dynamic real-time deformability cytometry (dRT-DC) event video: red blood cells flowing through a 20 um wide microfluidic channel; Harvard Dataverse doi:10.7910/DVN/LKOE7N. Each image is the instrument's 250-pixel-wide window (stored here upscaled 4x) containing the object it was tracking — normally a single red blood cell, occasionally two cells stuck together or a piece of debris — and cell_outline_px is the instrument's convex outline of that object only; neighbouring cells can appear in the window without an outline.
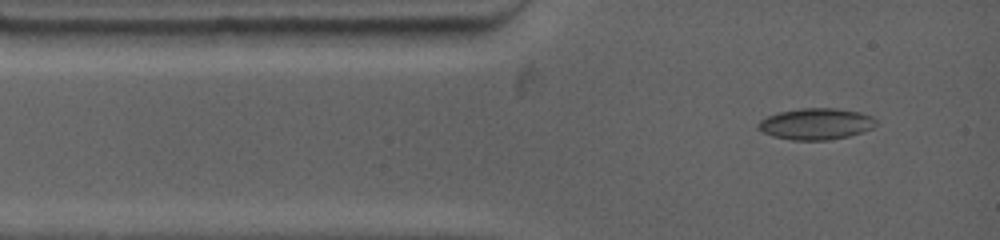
{"species": "common noctule bat (a hibernating species)", "species_latin": "Nyctalus noctula", "temperature_condition": "warm", "stored_images_in_passage": 7, "camera_frame_rate_fps": 4500, "um_per_image_px": 0.085, "animal": {"sex": "female", "body_mass_g": 19.0, "forearm_length_mm": 53.3}, "frame": {"image": 1, "passage_image": 1, "time_ms": 0.0, "image_size_px": [1000, 240], "cell_outline_px": [[876, 124], [872, 128], [848, 136], [828, 140], [792, 140], [772, 136], [756, 128], [756, 124], [760, 120], [768, 116], [780, 112], [800, 108], [836, 108], [860, 112], [872, 116], [876, 120]], "centroid_in_image_um": [69.34, 10.53], "position_along_channel_um": 15.7, "area_um2": 21.5}}
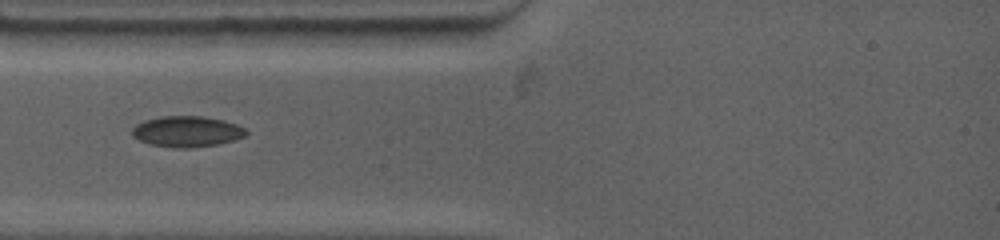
{"frame": {"image": 2, "passage_image": 4, "time_ms": 2.0, "image_size_px": [1000, 240], "cell_outline_px": [[248, 132], [244, 136], [220, 144], [192, 148], [176, 148], [148, 144], [132, 136], [132, 128], [136, 124], [144, 120], [160, 116], [200, 116], [224, 120], [236, 124], [244, 128]], "centroid_in_image_um": [15.86, 11.18], "position_along_channel_um": 69.1, "area_um2": 20.58}}
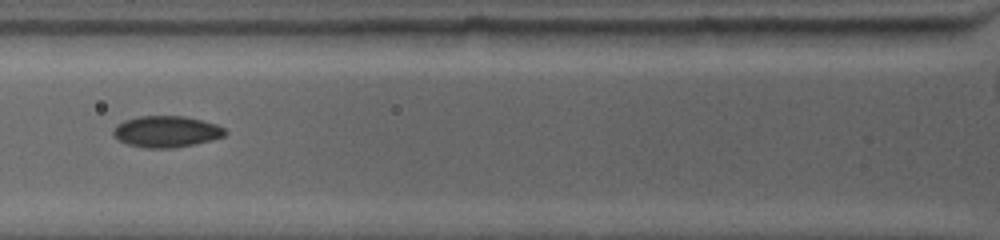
{"frame": {"image": 3, "passage_image": 6, "time_ms": 3.111, "image_size_px": [1000, 240], "cell_outline_px": [[228, 132], [224, 136], [212, 140], [196, 144], [172, 148], [144, 148], [128, 144], [120, 140], [112, 132], [112, 128], [116, 124], [124, 120], [140, 116], [184, 116], [216, 124], [224, 128]], "centroid_in_image_um": [14.14, 11.18], "position_along_channel_um": 111.7, "area_um2": 20.46}}